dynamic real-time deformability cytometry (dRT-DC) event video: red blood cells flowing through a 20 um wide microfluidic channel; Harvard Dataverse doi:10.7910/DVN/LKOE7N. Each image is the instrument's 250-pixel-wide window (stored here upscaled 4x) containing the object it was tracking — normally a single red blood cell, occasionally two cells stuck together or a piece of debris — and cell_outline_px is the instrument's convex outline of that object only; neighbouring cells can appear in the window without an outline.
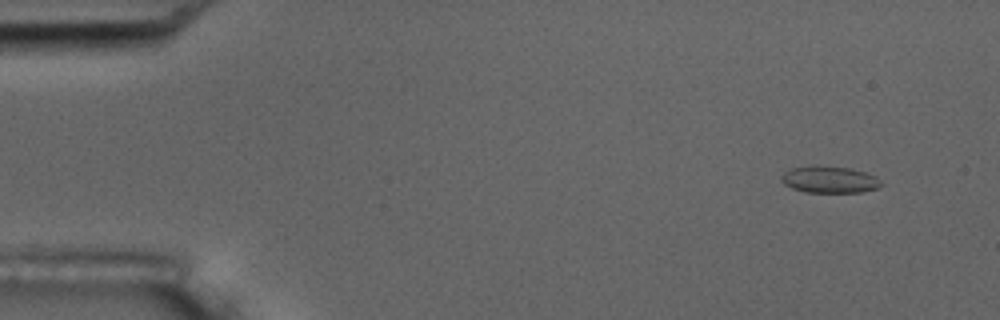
{"species": "common noctule bat (a hibernating species)", "species_latin": "Nyctalus noctula", "temperature_condition": "room temperature", "stored_images_in_passage": 8, "camera_frame_rate_fps": 3000, "um_per_image_px": 0.085, "animal": {"sex": "male", "body_mass_g": 17.5, "forearm_length_mm": 52.3}, "frame": {"image": 1, "passage_image": 2, "time_ms": 1.333, "image_size_px": [1000, 320], "cell_outline_px": [[880, 184], [876, 188], [860, 192], [804, 192], [792, 188], [784, 184], [780, 180], [780, 176], [784, 172], [792, 168], [816, 164], [852, 168], [876, 176], [880, 180]], "centroid_in_image_um": [70.45, 15.24], "position_along_channel_um": 14.6, "area_um2": 15.72}}
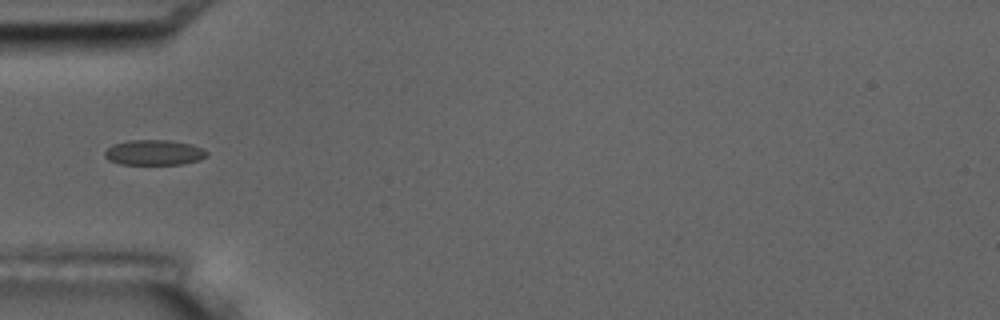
{"frame": {"image": 2, "passage_image": 6, "time_ms": 6.0, "image_size_px": [1000, 320], "cell_outline_px": [[208, 156], [200, 160], [180, 164], [120, 164], [108, 160], [104, 156], [104, 152], [112, 144], [128, 140], [168, 140], [188, 144], [200, 148], [208, 152]], "centroid_in_image_um": [13.06, 12.97], "position_along_channel_um": 71.9, "area_um2": 14.97}}